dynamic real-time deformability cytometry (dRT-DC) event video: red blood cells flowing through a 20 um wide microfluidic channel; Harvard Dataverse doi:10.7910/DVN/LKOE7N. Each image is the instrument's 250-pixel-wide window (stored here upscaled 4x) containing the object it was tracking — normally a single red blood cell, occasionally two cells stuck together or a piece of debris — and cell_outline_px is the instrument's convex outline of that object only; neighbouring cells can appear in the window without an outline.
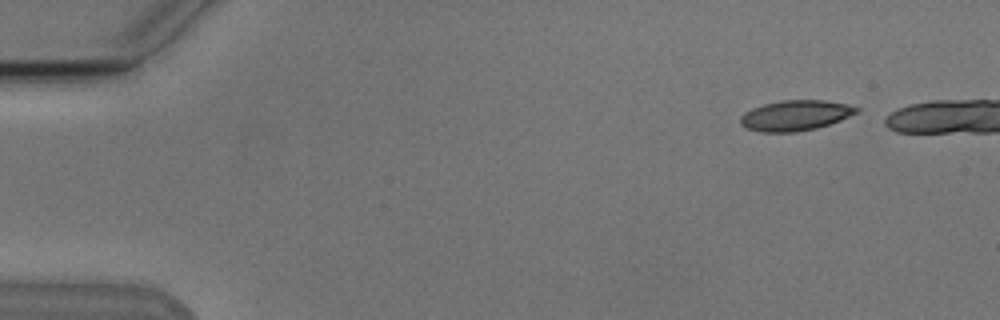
{"species": "Egyptian fruit bat (a non-hibernating species)", "species_latin": "Rousettus aegyptiacus", "temperature_condition": "cold", "stored_images_in_passage": 5, "camera_frame_rate_fps": 3000, "um_per_image_px": 0.085, "animal": {"sex": "male"}, "frame": {"image": 1, "passage_image": 1, "time_ms": 0.0, "image_size_px": [1000, 320], "cell_outline_px": [[860, 112], [840, 120], [816, 128], [796, 132], [760, 132], [748, 128], [740, 124], [740, 116], [744, 112], [752, 108], [764, 104], [780, 100], [824, 100], [844, 104], [860, 108]], "centroid_in_image_um": [67.59, 9.81], "position_along_channel_um": 17.4, "area_um2": 20.52}}